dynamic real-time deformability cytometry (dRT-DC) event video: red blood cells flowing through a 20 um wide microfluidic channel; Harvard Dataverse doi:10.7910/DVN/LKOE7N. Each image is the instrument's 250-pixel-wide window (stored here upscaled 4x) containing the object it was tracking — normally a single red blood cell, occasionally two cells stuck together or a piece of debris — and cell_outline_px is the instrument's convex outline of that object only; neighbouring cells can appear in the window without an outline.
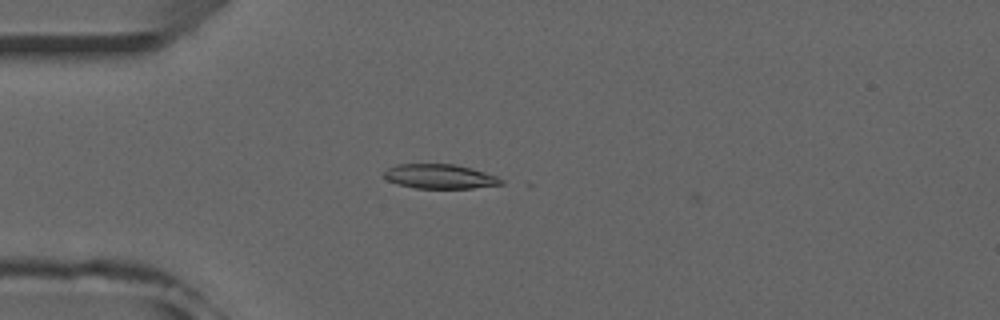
{"species": "common noctule bat (a hibernating species)", "species_latin": "Nyctalus noctula", "temperature_condition": "room temperature", "stored_images_in_passage": 8, "camera_frame_rate_fps": 3000, "um_per_image_px": 0.085, "animal": {"sex": "male", "forearm_length_mm": 52.5}, "frame": {"image": 1, "passage_image": 2, "time_ms": 0.333, "image_size_px": [1000, 320], "cell_outline_px": [[504, 184], [472, 188], [416, 188], [396, 184], [388, 180], [384, 176], [384, 172], [388, 168], [396, 164], [456, 164], [472, 168], [496, 176], [504, 180]], "centroid_in_image_um": [37.39, 14.99], "position_along_channel_um": 47.6, "area_um2": 16.7}}
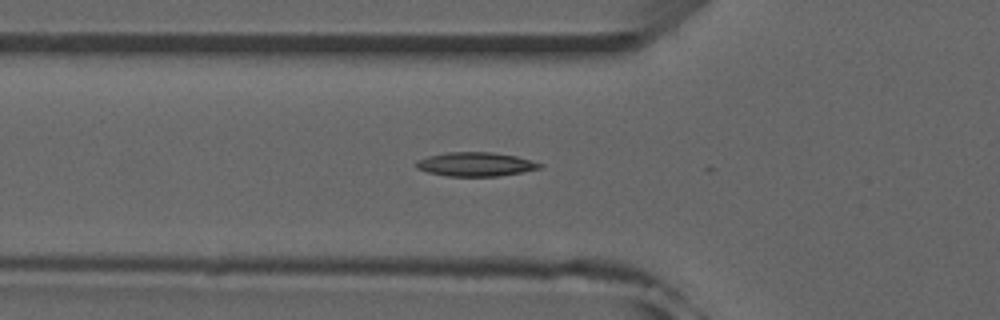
{"frame": {"image": 2, "passage_image": 6, "time_ms": 1.667, "image_size_px": [1000, 320], "cell_outline_px": [[544, 164], [540, 168], [520, 172], [496, 176], [448, 176], [428, 172], [416, 168], [416, 160], [428, 156], [448, 152], [492, 152], [516, 156], [532, 160]], "centroid_in_image_um": [40.42, 13.95], "position_along_channel_um": 85.4, "area_um2": 17.17}}